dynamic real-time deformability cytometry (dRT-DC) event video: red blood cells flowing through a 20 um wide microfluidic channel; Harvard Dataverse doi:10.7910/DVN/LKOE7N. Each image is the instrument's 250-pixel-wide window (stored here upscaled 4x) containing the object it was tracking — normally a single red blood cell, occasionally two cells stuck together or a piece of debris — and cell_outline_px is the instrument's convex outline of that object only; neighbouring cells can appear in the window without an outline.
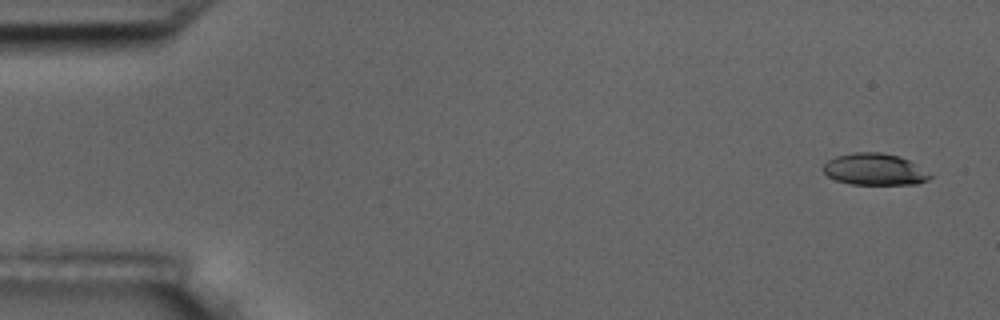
{"species": "common noctule bat (a hibernating species)", "species_latin": "Nyctalus noctula", "temperature_condition": "room temperature", "stored_images_in_passage": 11, "camera_frame_rate_fps": 3000, "um_per_image_px": 0.085, "animal": {"sex": "male", "body_mass_g": 17.5, "forearm_length_mm": 52.3}, "frame": {"image": 1, "passage_image": 1, "time_ms": 0.0, "image_size_px": [1000, 320], "cell_outline_px": [[932, 176], [928, 180], [916, 184], [852, 184], [836, 180], [828, 176], [824, 172], [824, 164], [828, 160], [836, 156], [852, 152], [880, 152], [900, 156], [908, 160]], "centroid_in_image_um": [74.31, 14.39], "position_along_channel_um": 10.7, "area_um2": 19.48}}
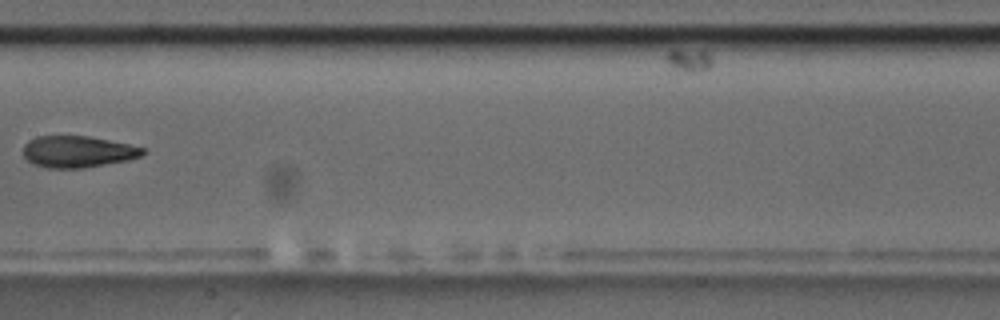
{"frame": {"image": 2, "passage_image": 8, "time_ms": 9.0, "image_size_px": [1000, 320], "cell_outline_px": [[144, 152], [140, 156], [128, 160], [84, 168], [48, 168], [32, 164], [24, 156], [24, 144], [28, 140], [36, 136], [88, 136], [128, 144], [144, 148]], "centroid_in_image_um": [6.57, 12.89], "position_along_channel_um": 200.8, "area_um2": 21.91}}
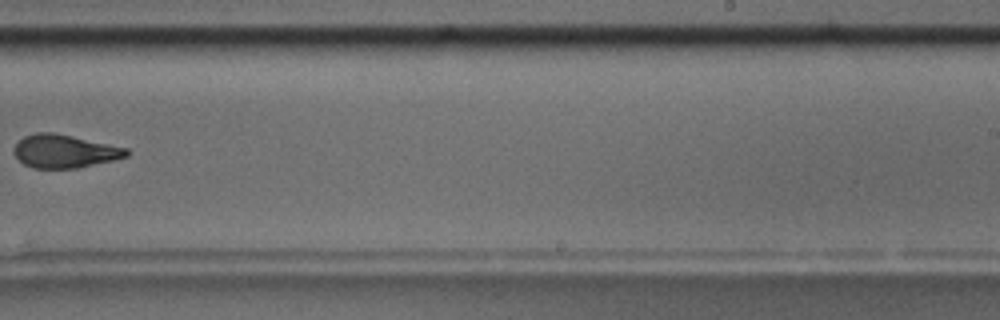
{"frame": {"image": 3, "passage_image": 10, "time_ms": 11.333, "image_size_px": [1000, 320], "cell_outline_px": [[128, 156], [112, 160], [76, 168], [32, 168], [24, 164], [12, 152], [12, 148], [24, 136], [36, 132], [56, 132], [128, 148]], "centroid_in_image_um": [5.46, 12.84], "position_along_channel_um": 283.5, "area_um2": 21.79}}